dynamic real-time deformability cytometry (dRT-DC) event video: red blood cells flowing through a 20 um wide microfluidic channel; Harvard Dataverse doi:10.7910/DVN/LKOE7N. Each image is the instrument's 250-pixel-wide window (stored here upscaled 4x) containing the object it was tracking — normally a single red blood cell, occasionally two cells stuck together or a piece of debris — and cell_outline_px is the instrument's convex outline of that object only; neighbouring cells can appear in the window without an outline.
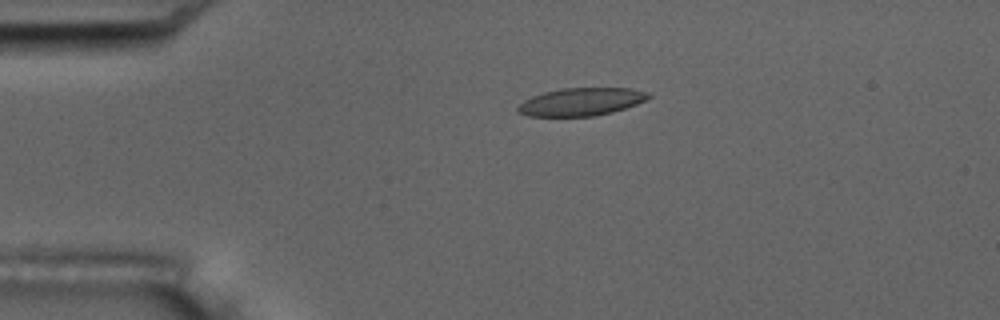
{"species": "common noctule bat (a hibernating species)", "species_latin": "Nyctalus noctula", "temperature_condition": "room temperature", "stored_images_in_passage": 4, "camera_frame_rate_fps": 3000, "um_per_image_px": 0.085, "animal": {"sex": "male", "body_mass_g": 17.5, "forearm_length_mm": 52.3}, "frame": {"image": 1, "passage_image": 1, "time_ms": 0.0, "image_size_px": [1000, 320], "cell_outline_px": [[652, 96], [636, 104], [612, 112], [592, 116], [528, 116], [520, 112], [516, 108], [524, 100], [532, 96], [544, 92], [560, 88], [632, 88], [648, 92]], "centroid_in_image_um": [49.4, 8.64], "position_along_channel_um": 35.6, "area_um2": 21.04}}
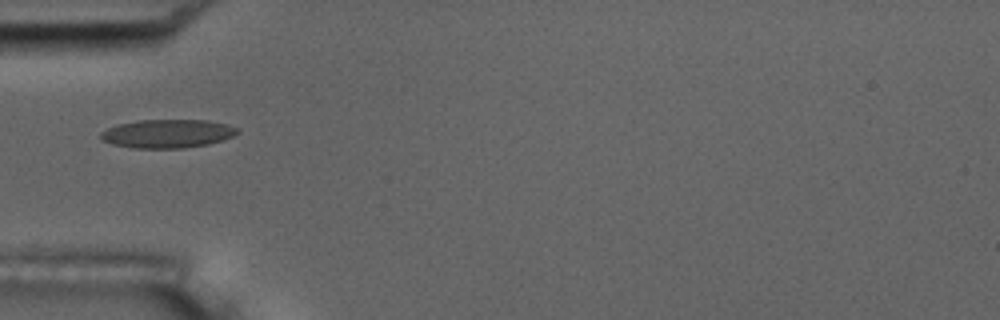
{"frame": {"image": 2, "passage_image": 2, "time_ms": 0.333, "image_size_px": [1000, 320], "cell_outline_px": [[240, 132], [232, 136], [208, 144], [184, 148], [132, 148], [112, 144], [100, 140], [100, 132], [116, 124], [140, 120], [208, 120], [228, 124], [240, 128]], "centroid_in_image_um": [14.22, 11.35], "position_along_channel_um": 70.8, "area_um2": 22.89}}